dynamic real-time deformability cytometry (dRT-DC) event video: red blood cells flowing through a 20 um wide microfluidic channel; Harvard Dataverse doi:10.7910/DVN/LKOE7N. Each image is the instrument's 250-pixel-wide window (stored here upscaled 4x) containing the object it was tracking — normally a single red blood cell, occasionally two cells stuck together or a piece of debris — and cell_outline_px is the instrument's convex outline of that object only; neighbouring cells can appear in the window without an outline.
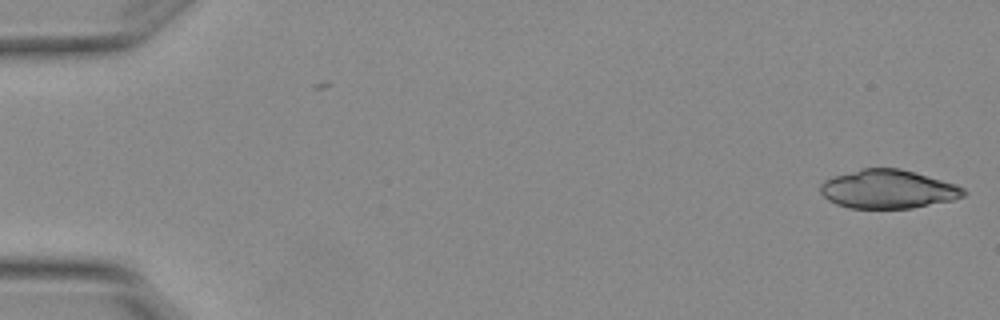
{"species": "Egyptian fruit bat (a non-hibernating species)", "species_latin": "Rousettus aegyptiacus", "temperature_condition": "warm", "stored_images_in_passage": 2, "camera_frame_rate_fps": 3000, "um_per_image_px": 0.085, "animal": {"sex": "female"}, "frame": {"image": 1, "passage_image": 2, "time_ms": 0.333, "image_size_px": [1000, 320], "cell_outline_px": [[968, 192], [964, 196], [952, 200], [912, 208], [848, 208], [836, 204], [828, 200], [820, 192], [820, 184], [824, 180], [832, 176], [860, 168], [900, 168], [956, 184], [964, 188]], "centroid_in_image_um": [75.46, 16.07], "position_along_channel_um": 9.5, "area_um2": 32.43}}